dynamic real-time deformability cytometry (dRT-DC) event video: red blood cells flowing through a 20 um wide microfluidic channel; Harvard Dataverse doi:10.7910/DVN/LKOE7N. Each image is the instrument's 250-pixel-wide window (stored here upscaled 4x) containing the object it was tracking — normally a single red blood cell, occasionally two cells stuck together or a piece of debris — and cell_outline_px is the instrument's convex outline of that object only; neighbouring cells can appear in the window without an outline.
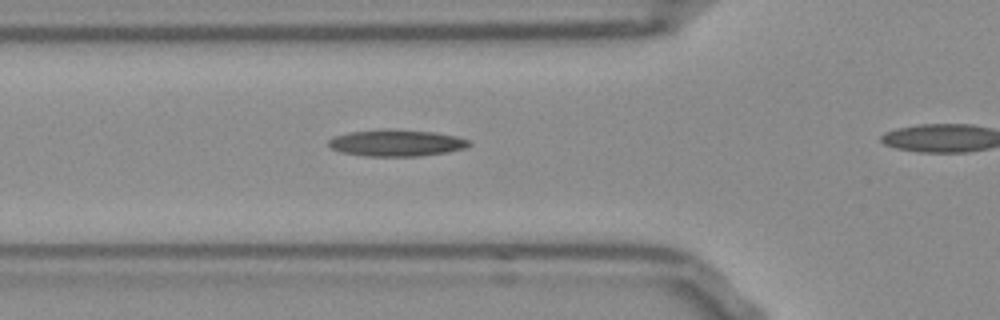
{"species": "Egyptian fruit bat (a non-hibernating species)", "species_latin": "Rousettus aegyptiacus", "temperature_condition": "room temperature", "stored_images_in_passage": 14, "camera_frame_rate_fps": 3000, "um_per_image_px": 0.085, "frame": {"image": 1, "passage_image": 3, "time_ms": 0.667, "image_size_px": [1000, 320], "cell_outline_px": [[472, 144], [464, 148], [448, 152], [416, 156], [364, 156], [340, 152], [332, 148], [328, 144], [328, 140], [332, 136], [348, 132], [380, 128], [432, 132], [456, 136], [468, 140]], "centroid_in_image_um": [33.63, 12.14], "position_along_channel_um": 92.2, "area_um2": 21.91}}
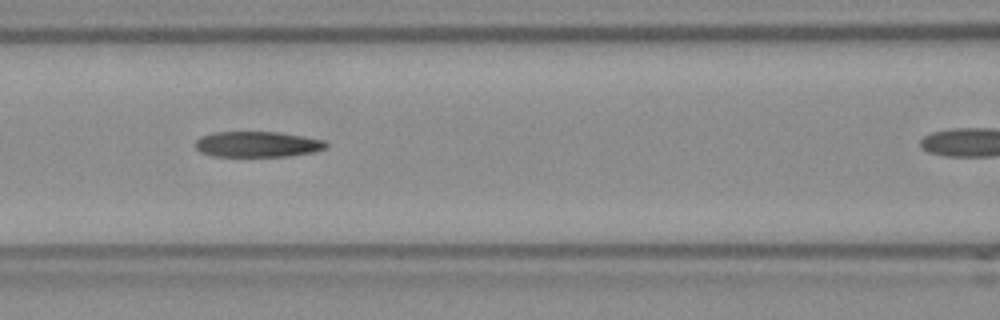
{"frame": {"image": 2, "passage_image": 7, "time_ms": 2.0, "image_size_px": [1000, 320], "cell_outline_px": [[328, 144], [324, 148], [312, 152], [288, 156], [212, 156], [200, 152], [196, 148], [196, 140], [200, 136], [212, 132], [280, 132], [304, 136], [324, 140]], "centroid_in_image_um": [21.85, 12.25], "position_along_channel_um": 144.8, "area_um2": 19.54}}